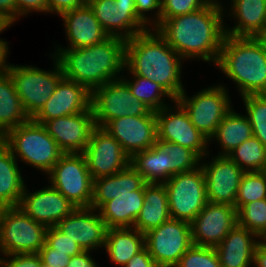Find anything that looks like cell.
<instances>
[{"mask_svg":"<svg viewBox=\"0 0 266 267\" xmlns=\"http://www.w3.org/2000/svg\"><path fill=\"white\" fill-rule=\"evenodd\" d=\"M208 4L206 0H161L160 21L151 28L156 30L166 19L188 14Z\"/></svg>","mask_w":266,"mask_h":267,"instance_id":"41","label":"cell"},{"mask_svg":"<svg viewBox=\"0 0 266 267\" xmlns=\"http://www.w3.org/2000/svg\"><path fill=\"white\" fill-rule=\"evenodd\" d=\"M123 267H159L154 259L144 247L141 251L135 254Z\"/></svg>","mask_w":266,"mask_h":267,"instance_id":"48","label":"cell"},{"mask_svg":"<svg viewBox=\"0 0 266 267\" xmlns=\"http://www.w3.org/2000/svg\"><path fill=\"white\" fill-rule=\"evenodd\" d=\"M87 1L88 0H47L48 13H57L60 16L64 12L87 4Z\"/></svg>","mask_w":266,"mask_h":267,"instance_id":"47","label":"cell"},{"mask_svg":"<svg viewBox=\"0 0 266 267\" xmlns=\"http://www.w3.org/2000/svg\"><path fill=\"white\" fill-rule=\"evenodd\" d=\"M135 9L137 16L147 25L155 26L160 21L161 16V0H135ZM155 9L157 11H155ZM155 11L156 16L150 19L145 13Z\"/></svg>","mask_w":266,"mask_h":267,"instance_id":"44","label":"cell"},{"mask_svg":"<svg viewBox=\"0 0 266 267\" xmlns=\"http://www.w3.org/2000/svg\"><path fill=\"white\" fill-rule=\"evenodd\" d=\"M144 178L129 165L114 175L93 180V198L91 208L98 210L105 202L131 191L144 190Z\"/></svg>","mask_w":266,"mask_h":267,"instance_id":"25","label":"cell"},{"mask_svg":"<svg viewBox=\"0 0 266 267\" xmlns=\"http://www.w3.org/2000/svg\"><path fill=\"white\" fill-rule=\"evenodd\" d=\"M133 76V80L124 78L121 79L128 85L131 93L140 101H142L150 110L158 111L163 107L167 106L165 104V97H168L173 102L175 100L172 96L159 84L145 78L142 76H136L135 74H130Z\"/></svg>","mask_w":266,"mask_h":267,"instance_id":"34","label":"cell"},{"mask_svg":"<svg viewBox=\"0 0 266 267\" xmlns=\"http://www.w3.org/2000/svg\"><path fill=\"white\" fill-rule=\"evenodd\" d=\"M156 145L169 156V179L170 177L194 170L200 166L201 158L191 149L179 144L165 142L157 138Z\"/></svg>","mask_w":266,"mask_h":267,"instance_id":"36","label":"cell"},{"mask_svg":"<svg viewBox=\"0 0 266 267\" xmlns=\"http://www.w3.org/2000/svg\"><path fill=\"white\" fill-rule=\"evenodd\" d=\"M223 5L209 3L185 15L166 19L156 30L181 56L216 66L225 37Z\"/></svg>","mask_w":266,"mask_h":267,"instance_id":"1","label":"cell"},{"mask_svg":"<svg viewBox=\"0 0 266 267\" xmlns=\"http://www.w3.org/2000/svg\"><path fill=\"white\" fill-rule=\"evenodd\" d=\"M4 207L2 205H0V215H1V211Z\"/></svg>","mask_w":266,"mask_h":267,"instance_id":"57","label":"cell"},{"mask_svg":"<svg viewBox=\"0 0 266 267\" xmlns=\"http://www.w3.org/2000/svg\"><path fill=\"white\" fill-rule=\"evenodd\" d=\"M143 203L144 190H136L105 202L97 212L107 228H133Z\"/></svg>","mask_w":266,"mask_h":267,"instance_id":"28","label":"cell"},{"mask_svg":"<svg viewBox=\"0 0 266 267\" xmlns=\"http://www.w3.org/2000/svg\"><path fill=\"white\" fill-rule=\"evenodd\" d=\"M229 93L224 85L208 87L187 97L184 90L177 101L188 112L191 123L208 140L226 114L232 109Z\"/></svg>","mask_w":266,"mask_h":267,"instance_id":"11","label":"cell"},{"mask_svg":"<svg viewBox=\"0 0 266 267\" xmlns=\"http://www.w3.org/2000/svg\"><path fill=\"white\" fill-rule=\"evenodd\" d=\"M27 190L25 185L17 207L34 221L47 227L56 226L77 208L52 185L33 193Z\"/></svg>","mask_w":266,"mask_h":267,"instance_id":"19","label":"cell"},{"mask_svg":"<svg viewBox=\"0 0 266 267\" xmlns=\"http://www.w3.org/2000/svg\"><path fill=\"white\" fill-rule=\"evenodd\" d=\"M41 267H51V266H48V265H45V264H42ZM53 267V266H52Z\"/></svg>","mask_w":266,"mask_h":267,"instance_id":"56","label":"cell"},{"mask_svg":"<svg viewBox=\"0 0 266 267\" xmlns=\"http://www.w3.org/2000/svg\"><path fill=\"white\" fill-rule=\"evenodd\" d=\"M55 53L50 55L57 59L63 77L85 86L92 93L121 78L119 74L125 70L126 40L109 36L92 46L57 49Z\"/></svg>","mask_w":266,"mask_h":267,"instance_id":"2","label":"cell"},{"mask_svg":"<svg viewBox=\"0 0 266 267\" xmlns=\"http://www.w3.org/2000/svg\"><path fill=\"white\" fill-rule=\"evenodd\" d=\"M17 162L10 148L0 139V205L3 207L18 206L25 188Z\"/></svg>","mask_w":266,"mask_h":267,"instance_id":"29","label":"cell"},{"mask_svg":"<svg viewBox=\"0 0 266 267\" xmlns=\"http://www.w3.org/2000/svg\"><path fill=\"white\" fill-rule=\"evenodd\" d=\"M131 158L135 153L151 148L157 140L156 113L150 115L120 117L109 121L104 127Z\"/></svg>","mask_w":266,"mask_h":267,"instance_id":"18","label":"cell"},{"mask_svg":"<svg viewBox=\"0 0 266 267\" xmlns=\"http://www.w3.org/2000/svg\"><path fill=\"white\" fill-rule=\"evenodd\" d=\"M216 67L236 84L241 97L266 94V52L256 37L225 35Z\"/></svg>","mask_w":266,"mask_h":267,"instance_id":"4","label":"cell"},{"mask_svg":"<svg viewBox=\"0 0 266 267\" xmlns=\"http://www.w3.org/2000/svg\"><path fill=\"white\" fill-rule=\"evenodd\" d=\"M126 40L125 69L162 86L174 100L184 91L182 58L155 29Z\"/></svg>","mask_w":266,"mask_h":267,"instance_id":"3","label":"cell"},{"mask_svg":"<svg viewBox=\"0 0 266 267\" xmlns=\"http://www.w3.org/2000/svg\"><path fill=\"white\" fill-rule=\"evenodd\" d=\"M0 258V267H41L42 261L38 253L10 254Z\"/></svg>","mask_w":266,"mask_h":267,"instance_id":"43","label":"cell"},{"mask_svg":"<svg viewBox=\"0 0 266 267\" xmlns=\"http://www.w3.org/2000/svg\"><path fill=\"white\" fill-rule=\"evenodd\" d=\"M91 99L92 93L85 86L63 77L32 120L43 124L54 118L85 112L91 108Z\"/></svg>","mask_w":266,"mask_h":267,"instance_id":"22","label":"cell"},{"mask_svg":"<svg viewBox=\"0 0 266 267\" xmlns=\"http://www.w3.org/2000/svg\"><path fill=\"white\" fill-rule=\"evenodd\" d=\"M54 69L45 71L34 66L10 64L6 72L12 78L16 92L22 106L30 119H32L55 92L63 72L57 59Z\"/></svg>","mask_w":266,"mask_h":267,"instance_id":"6","label":"cell"},{"mask_svg":"<svg viewBox=\"0 0 266 267\" xmlns=\"http://www.w3.org/2000/svg\"><path fill=\"white\" fill-rule=\"evenodd\" d=\"M266 198V170L245 172L241 179L235 208L238 211L249 202Z\"/></svg>","mask_w":266,"mask_h":267,"instance_id":"37","label":"cell"},{"mask_svg":"<svg viewBox=\"0 0 266 267\" xmlns=\"http://www.w3.org/2000/svg\"><path fill=\"white\" fill-rule=\"evenodd\" d=\"M253 136L247 116L236 113L232 108L222 119L209 142L215 139L222 148V152H219L218 155L228 156L240 144Z\"/></svg>","mask_w":266,"mask_h":267,"instance_id":"32","label":"cell"},{"mask_svg":"<svg viewBox=\"0 0 266 267\" xmlns=\"http://www.w3.org/2000/svg\"><path fill=\"white\" fill-rule=\"evenodd\" d=\"M256 39L261 43L266 52V27L256 36Z\"/></svg>","mask_w":266,"mask_h":267,"instance_id":"54","label":"cell"},{"mask_svg":"<svg viewBox=\"0 0 266 267\" xmlns=\"http://www.w3.org/2000/svg\"><path fill=\"white\" fill-rule=\"evenodd\" d=\"M91 107L95 126L100 128L120 117L150 115L153 112L131 93L121 78L96 88L92 92Z\"/></svg>","mask_w":266,"mask_h":267,"instance_id":"10","label":"cell"},{"mask_svg":"<svg viewBox=\"0 0 266 267\" xmlns=\"http://www.w3.org/2000/svg\"><path fill=\"white\" fill-rule=\"evenodd\" d=\"M170 219L168 194L164 183H146L144 203L133 228L145 234Z\"/></svg>","mask_w":266,"mask_h":267,"instance_id":"27","label":"cell"},{"mask_svg":"<svg viewBox=\"0 0 266 267\" xmlns=\"http://www.w3.org/2000/svg\"><path fill=\"white\" fill-rule=\"evenodd\" d=\"M175 267H221L214 247L192 245Z\"/></svg>","mask_w":266,"mask_h":267,"instance_id":"40","label":"cell"},{"mask_svg":"<svg viewBox=\"0 0 266 267\" xmlns=\"http://www.w3.org/2000/svg\"><path fill=\"white\" fill-rule=\"evenodd\" d=\"M47 229L19 207H4L0 215V254L38 253L45 244Z\"/></svg>","mask_w":266,"mask_h":267,"instance_id":"7","label":"cell"},{"mask_svg":"<svg viewBox=\"0 0 266 267\" xmlns=\"http://www.w3.org/2000/svg\"><path fill=\"white\" fill-rule=\"evenodd\" d=\"M83 155L93 180L114 175L130 165V157L121 144L100 127L92 130Z\"/></svg>","mask_w":266,"mask_h":267,"instance_id":"15","label":"cell"},{"mask_svg":"<svg viewBox=\"0 0 266 267\" xmlns=\"http://www.w3.org/2000/svg\"><path fill=\"white\" fill-rule=\"evenodd\" d=\"M42 264L53 267H66L71 259L67 252L56 251L50 248L46 243L38 252Z\"/></svg>","mask_w":266,"mask_h":267,"instance_id":"45","label":"cell"},{"mask_svg":"<svg viewBox=\"0 0 266 267\" xmlns=\"http://www.w3.org/2000/svg\"><path fill=\"white\" fill-rule=\"evenodd\" d=\"M252 265L256 267H266V239H260L257 243Z\"/></svg>","mask_w":266,"mask_h":267,"instance_id":"50","label":"cell"},{"mask_svg":"<svg viewBox=\"0 0 266 267\" xmlns=\"http://www.w3.org/2000/svg\"><path fill=\"white\" fill-rule=\"evenodd\" d=\"M253 135L266 147V94L242 97Z\"/></svg>","mask_w":266,"mask_h":267,"instance_id":"39","label":"cell"},{"mask_svg":"<svg viewBox=\"0 0 266 267\" xmlns=\"http://www.w3.org/2000/svg\"><path fill=\"white\" fill-rule=\"evenodd\" d=\"M237 224L266 239V198L242 206L237 211Z\"/></svg>","mask_w":266,"mask_h":267,"instance_id":"38","label":"cell"},{"mask_svg":"<svg viewBox=\"0 0 266 267\" xmlns=\"http://www.w3.org/2000/svg\"><path fill=\"white\" fill-rule=\"evenodd\" d=\"M193 245L191 224L170 219L145 233V247L159 267H175Z\"/></svg>","mask_w":266,"mask_h":267,"instance_id":"12","label":"cell"},{"mask_svg":"<svg viewBox=\"0 0 266 267\" xmlns=\"http://www.w3.org/2000/svg\"><path fill=\"white\" fill-rule=\"evenodd\" d=\"M208 3H212V4H217V5H222L221 2H219L218 0H206ZM219 2V3H218Z\"/></svg>","mask_w":266,"mask_h":267,"instance_id":"55","label":"cell"},{"mask_svg":"<svg viewBox=\"0 0 266 267\" xmlns=\"http://www.w3.org/2000/svg\"><path fill=\"white\" fill-rule=\"evenodd\" d=\"M145 247V234L133 228H108L104 248L112 263L124 266Z\"/></svg>","mask_w":266,"mask_h":267,"instance_id":"30","label":"cell"},{"mask_svg":"<svg viewBox=\"0 0 266 267\" xmlns=\"http://www.w3.org/2000/svg\"><path fill=\"white\" fill-rule=\"evenodd\" d=\"M91 251H82L71 257L66 267H99L90 254Z\"/></svg>","mask_w":266,"mask_h":267,"instance_id":"49","label":"cell"},{"mask_svg":"<svg viewBox=\"0 0 266 267\" xmlns=\"http://www.w3.org/2000/svg\"><path fill=\"white\" fill-rule=\"evenodd\" d=\"M228 157L245 172L266 170V147L254 136L240 144Z\"/></svg>","mask_w":266,"mask_h":267,"instance_id":"35","label":"cell"},{"mask_svg":"<svg viewBox=\"0 0 266 267\" xmlns=\"http://www.w3.org/2000/svg\"><path fill=\"white\" fill-rule=\"evenodd\" d=\"M169 156L155 144L151 148L135 153L130 158V165L146 183H164L169 180Z\"/></svg>","mask_w":266,"mask_h":267,"instance_id":"33","label":"cell"},{"mask_svg":"<svg viewBox=\"0 0 266 267\" xmlns=\"http://www.w3.org/2000/svg\"><path fill=\"white\" fill-rule=\"evenodd\" d=\"M87 3L109 36L127 40L149 29L136 14L135 0H88Z\"/></svg>","mask_w":266,"mask_h":267,"instance_id":"14","label":"cell"},{"mask_svg":"<svg viewBox=\"0 0 266 267\" xmlns=\"http://www.w3.org/2000/svg\"><path fill=\"white\" fill-rule=\"evenodd\" d=\"M205 175L207 200L235 206L239 185L245 171L228 156L216 155L209 163H200Z\"/></svg>","mask_w":266,"mask_h":267,"instance_id":"16","label":"cell"},{"mask_svg":"<svg viewBox=\"0 0 266 267\" xmlns=\"http://www.w3.org/2000/svg\"><path fill=\"white\" fill-rule=\"evenodd\" d=\"M0 11L13 23L17 21L15 0H0Z\"/></svg>","mask_w":266,"mask_h":267,"instance_id":"51","label":"cell"},{"mask_svg":"<svg viewBox=\"0 0 266 267\" xmlns=\"http://www.w3.org/2000/svg\"><path fill=\"white\" fill-rule=\"evenodd\" d=\"M42 125L64 153H83L96 127L92 107L85 112L45 121Z\"/></svg>","mask_w":266,"mask_h":267,"instance_id":"20","label":"cell"},{"mask_svg":"<svg viewBox=\"0 0 266 267\" xmlns=\"http://www.w3.org/2000/svg\"><path fill=\"white\" fill-rule=\"evenodd\" d=\"M50 184L76 207H90L93 178L83 153H64L47 173Z\"/></svg>","mask_w":266,"mask_h":267,"instance_id":"8","label":"cell"},{"mask_svg":"<svg viewBox=\"0 0 266 267\" xmlns=\"http://www.w3.org/2000/svg\"><path fill=\"white\" fill-rule=\"evenodd\" d=\"M1 140L10 148L14 158L48 173L64 152L42 124L32 119L9 130Z\"/></svg>","mask_w":266,"mask_h":267,"instance_id":"5","label":"cell"},{"mask_svg":"<svg viewBox=\"0 0 266 267\" xmlns=\"http://www.w3.org/2000/svg\"><path fill=\"white\" fill-rule=\"evenodd\" d=\"M8 47V43L0 38V73L6 72L7 68L10 66V63L6 61L9 52Z\"/></svg>","mask_w":266,"mask_h":267,"instance_id":"52","label":"cell"},{"mask_svg":"<svg viewBox=\"0 0 266 267\" xmlns=\"http://www.w3.org/2000/svg\"><path fill=\"white\" fill-rule=\"evenodd\" d=\"M96 211L91 207H77L55 227L78 243L83 251L103 248L108 228Z\"/></svg>","mask_w":266,"mask_h":267,"instance_id":"21","label":"cell"},{"mask_svg":"<svg viewBox=\"0 0 266 267\" xmlns=\"http://www.w3.org/2000/svg\"><path fill=\"white\" fill-rule=\"evenodd\" d=\"M171 219L191 223L208 203L201 166L170 177L164 182Z\"/></svg>","mask_w":266,"mask_h":267,"instance_id":"9","label":"cell"},{"mask_svg":"<svg viewBox=\"0 0 266 267\" xmlns=\"http://www.w3.org/2000/svg\"><path fill=\"white\" fill-rule=\"evenodd\" d=\"M16 3V19H19L20 16L36 12H46L47 9V0H15Z\"/></svg>","mask_w":266,"mask_h":267,"instance_id":"46","label":"cell"},{"mask_svg":"<svg viewBox=\"0 0 266 267\" xmlns=\"http://www.w3.org/2000/svg\"><path fill=\"white\" fill-rule=\"evenodd\" d=\"M259 239L255 233L236 224L215 247L221 267H251Z\"/></svg>","mask_w":266,"mask_h":267,"instance_id":"24","label":"cell"},{"mask_svg":"<svg viewBox=\"0 0 266 267\" xmlns=\"http://www.w3.org/2000/svg\"><path fill=\"white\" fill-rule=\"evenodd\" d=\"M29 120L12 78L7 72L0 73V139L12 128Z\"/></svg>","mask_w":266,"mask_h":267,"instance_id":"31","label":"cell"},{"mask_svg":"<svg viewBox=\"0 0 266 267\" xmlns=\"http://www.w3.org/2000/svg\"><path fill=\"white\" fill-rule=\"evenodd\" d=\"M228 15L237 19L236 25L225 28V35L256 37L266 27V0H230Z\"/></svg>","mask_w":266,"mask_h":267,"instance_id":"26","label":"cell"},{"mask_svg":"<svg viewBox=\"0 0 266 267\" xmlns=\"http://www.w3.org/2000/svg\"><path fill=\"white\" fill-rule=\"evenodd\" d=\"M13 25V22L0 11V33Z\"/></svg>","mask_w":266,"mask_h":267,"instance_id":"53","label":"cell"},{"mask_svg":"<svg viewBox=\"0 0 266 267\" xmlns=\"http://www.w3.org/2000/svg\"><path fill=\"white\" fill-rule=\"evenodd\" d=\"M60 16L63 19L65 33L70 44L67 48H60V46H58L56 49L92 46L103 42L109 37L101 27L88 3L64 12Z\"/></svg>","mask_w":266,"mask_h":267,"instance_id":"23","label":"cell"},{"mask_svg":"<svg viewBox=\"0 0 266 267\" xmlns=\"http://www.w3.org/2000/svg\"><path fill=\"white\" fill-rule=\"evenodd\" d=\"M45 243L56 251L67 252V255L74 256L80 254L83 250L75 241L71 240L55 226H50L46 232Z\"/></svg>","mask_w":266,"mask_h":267,"instance_id":"42","label":"cell"},{"mask_svg":"<svg viewBox=\"0 0 266 267\" xmlns=\"http://www.w3.org/2000/svg\"><path fill=\"white\" fill-rule=\"evenodd\" d=\"M190 224L193 245L215 248L237 224V210L230 204L208 202Z\"/></svg>","mask_w":266,"mask_h":267,"instance_id":"17","label":"cell"},{"mask_svg":"<svg viewBox=\"0 0 266 267\" xmlns=\"http://www.w3.org/2000/svg\"><path fill=\"white\" fill-rule=\"evenodd\" d=\"M172 106H165L155 111L157 122V138L194 151L202 160L209 155V140L206 139L191 123L188 112L175 100ZM173 111V112H172ZM208 145V147H207Z\"/></svg>","mask_w":266,"mask_h":267,"instance_id":"13","label":"cell"}]
</instances>
